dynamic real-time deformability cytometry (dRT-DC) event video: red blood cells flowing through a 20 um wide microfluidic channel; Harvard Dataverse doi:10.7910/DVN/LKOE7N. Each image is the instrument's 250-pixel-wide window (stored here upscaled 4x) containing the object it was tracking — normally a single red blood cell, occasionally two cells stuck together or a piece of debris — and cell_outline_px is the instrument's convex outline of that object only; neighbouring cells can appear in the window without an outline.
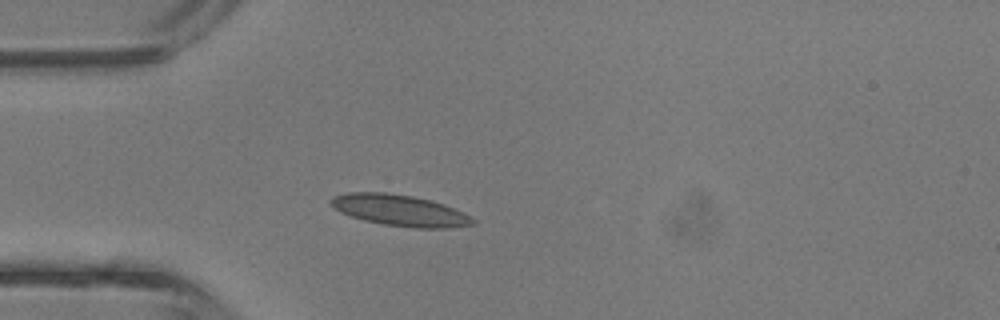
{"species": "common noctule bat (a hibernating species)", "species_latin": "Nyctalus noctula", "temperature_condition": "room temperature", "stored_images_in_passage": 31, "camera_frame_rate_fps": 3000, "um_per_image_px": 0.085, "animal": {"sex": "male", "body_mass_g": 13.3}, "frame": {"image": 1, "passage_image": 1, "time_ms": 0.0, "image_size_px": [1000, 320], "cell_outline_px": [[476, 224], [448, 228], [416, 228], [384, 224], [364, 220], [340, 212], [328, 200], [332, 196], [348, 192], [384, 192], [412, 196], [432, 200], [444, 204], [464, 212], [472, 216], [476, 220]], "centroid_in_image_um": [34.03, 17.88], "position_along_channel_um": 51.0, "area_um2": 25.89}}
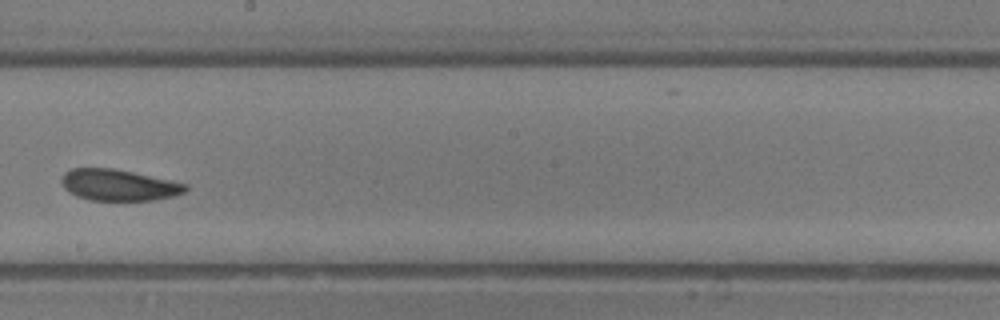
{"frame": {"image": 2, "passage_image": 13, "time_ms": 4.0, "image_size_px": [1000, 320], "cell_outline_px": [[188, 188], [184, 192], [172, 196], [156, 200], [88, 200], [76, 196], [68, 192], [64, 188], [60, 180], [64, 172], [72, 168], [112, 168], [132, 172], [188, 184]], "centroid_in_image_um": [10.04, 15.73], "position_along_channel_um": 238.2, "area_um2": 22.6}}
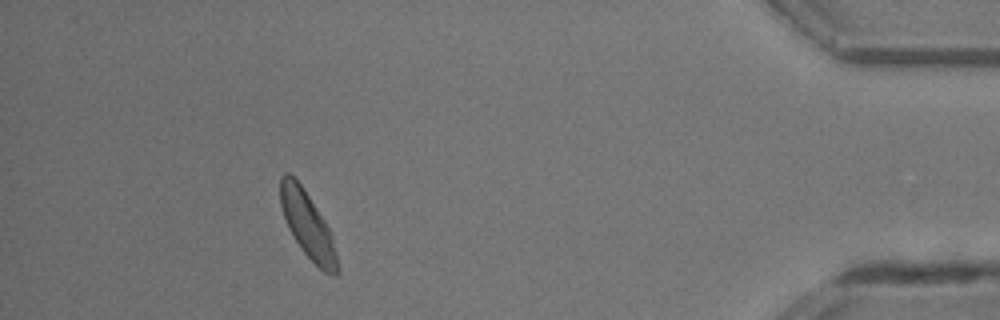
{"frame": {"image": 3, "passage_image": 27, "time_ms": 8.667, "image_size_px": [1000, 320], "cell_outline_px": [[340, 272], [336, 276], [324, 272], [304, 252], [288, 228], [280, 204], [280, 176], [284, 172], [288, 172], [300, 184], [324, 220], [332, 236], [336, 252]], "centroid_in_image_um": [26.15, 19.14], "position_along_channel_um": 409.1, "area_um2": 21.5}, "authors_computed_cell_mechanics": {"area_um2": 22.542, "velocity_mm_per_s": 4.9429, "shape_relaxation_time_tau1_ms": 3.591, "shape_relaxation_time_tau2_ms": 3.6309, "deformation_change_tau1": 0.1162, "deformation_change_tau2": 0.1086}}